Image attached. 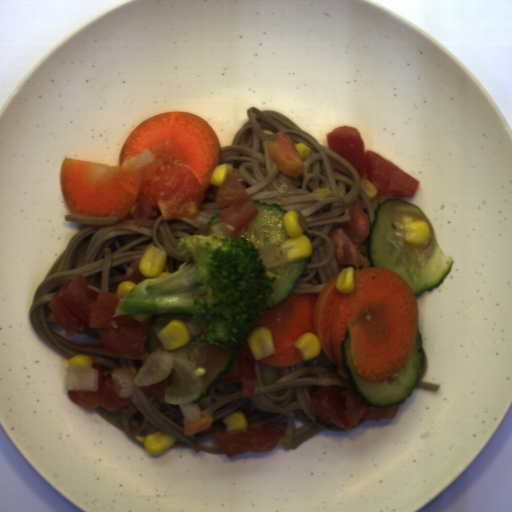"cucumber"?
<instances>
[{"label": "cucumber", "instance_id": "obj_1", "mask_svg": "<svg viewBox=\"0 0 512 512\" xmlns=\"http://www.w3.org/2000/svg\"><path fill=\"white\" fill-rule=\"evenodd\" d=\"M374 222L367 242V258L371 267L391 269L410 286L415 296L439 288L453 270L455 260L440 247L427 214L417 205L402 198L387 199L377 204ZM424 220L430 224L431 241L424 247L405 245V223Z\"/></svg>", "mask_w": 512, "mask_h": 512}, {"label": "cucumber", "instance_id": "obj_2", "mask_svg": "<svg viewBox=\"0 0 512 512\" xmlns=\"http://www.w3.org/2000/svg\"><path fill=\"white\" fill-rule=\"evenodd\" d=\"M253 202L258 207L259 214L235 235L230 232L220 215L212 216L206 225H209L208 235H224L228 239L232 237L237 244L240 237H245L247 243L252 241L255 249H258L260 255L257 259L263 260V264L276 274L275 283H272L273 291L266 295V306L269 310L287 301L296 289L298 280L307 272L310 257L288 262L287 253L281 248V244L292 239L283 218L288 210L275 203L266 204L260 200Z\"/></svg>", "mask_w": 512, "mask_h": 512}, {"label": "cucumber", "instance_id": "obj_3", "mask_svg": "<svg viewBox=\"0 0 512 512\" xmlns=\"http://www.w3.org/2000/svg\"><path fill=\"white\" fill-rule=\"evenodd\" d=\"M343 366L349 378L352 393L369 408L384 409L406 402L420 381L426 352L422 333L417 329L413 350L407 361L383 381L370 382L358 375L352 358L349 330L341 342Z\"/></svg>", "mask_w": 512, "mask_h": 512}, {"label": "cucumber", "instance_id": "obj_4", "mask_svg": "<svg viewBox=\"0 0 512 512\" xmlns=\"http://www.w3.org/2000/svg\"><path fill=\"white\" fill-rule=\"evenodd\" d=\"M190 362L196 367H203L205 374L201 375L202 387L197 396L190 403H196L210 394L212 387L223 380L235 365L239 346H230L228 349L216 347L215 344L201 342L200 336L182 347Z\"/></svg>", "mask_w": 512, "mask_h": 512}]
</instances>
